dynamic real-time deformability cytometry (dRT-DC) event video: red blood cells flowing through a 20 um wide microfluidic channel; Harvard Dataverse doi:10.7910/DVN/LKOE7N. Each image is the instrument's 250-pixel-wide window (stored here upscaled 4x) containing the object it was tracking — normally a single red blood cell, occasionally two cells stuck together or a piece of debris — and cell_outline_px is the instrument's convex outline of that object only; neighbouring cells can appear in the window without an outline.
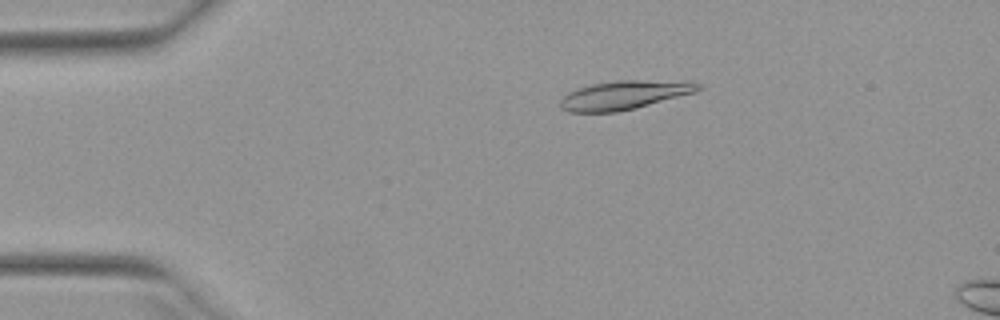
{"species": "Egyptian fruit bat (a non-hibernating species)", "species_latin": "Rousettus aegyptiacus", "temperature_condition": "warm", "stored_images_in_passage": 51, "camera_frame_rate_fps": 3000, "um_per_image_px": 0.085, "animal": {"sex": "female"}, "frame": {"image": 1, "passage_image": 10, "time_ms": 3.0, "image_size_px": [1000, 320], "cell_outline_px": [[704, 88], [696, 92], [636, 108], [616, 112], [568, 112], [560, 108], [560, 100], [568, 92], [588, 84], [616, 80], [692, 80], [704, 84]], "centroid_in_image_um": [53.15, 8.05], "position_along_channel_um": 31.9, "area_um2": 23.76}}
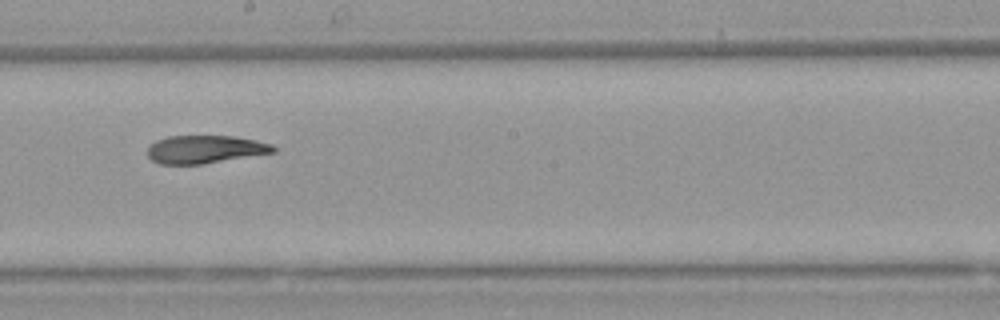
{"frame": {"image": 2, "passage_image": 29, "time_ms": 9.333, "image_size_px": [1000, 320], "cell_outline_px": [[276, 152], [200, 164], [160, 164], [152, 160], [148, 156], [148, 148], [156, 140], [168, 136], [236, 136], [256, 140], [272, 144], [276, 148]], "centroid_in_image_um": [17.44, 12.68], "position_along_channel_um": 230.8, "area_um2": 20.4}}
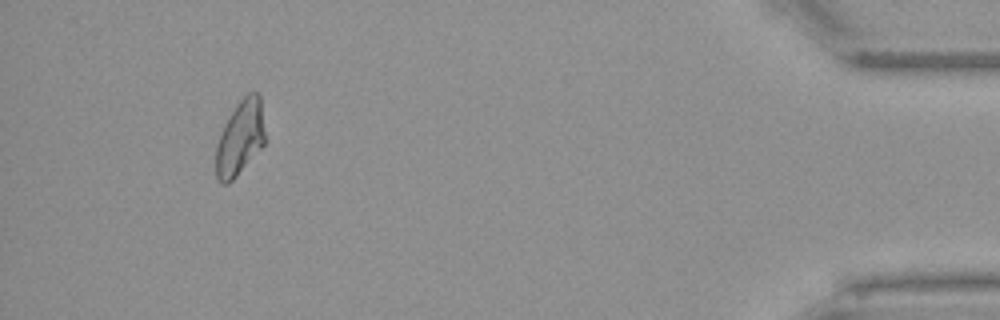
{"frame": {"image": 3, "passage_image": 48, "time_ms": 15.667, "image_size_px": [1000, 320], "cell_outline_px": [[264, 144], [236, 176], [228, 184], [220, 184], [216, 180], [216, 144], [224, 124], [236, 104], [252, 88], [260, 96], [264, 132]], "centroid_in_image_um": [20.38, 11.71], "position_along_channel_um": 414.8, "area_um2": 21.33}, "authors_computed_cell_mechanics": {"area_um2": 22.1952, "velocity_mm_per_s": 3.948, "shape_relaxation_time_tau1_ms": 8.0633, "shape_relaxation_time_tau2_ms": 3.4241, "deformation_change_tau1": 0.2389, "deformation_change_tau2": 0.1054}}